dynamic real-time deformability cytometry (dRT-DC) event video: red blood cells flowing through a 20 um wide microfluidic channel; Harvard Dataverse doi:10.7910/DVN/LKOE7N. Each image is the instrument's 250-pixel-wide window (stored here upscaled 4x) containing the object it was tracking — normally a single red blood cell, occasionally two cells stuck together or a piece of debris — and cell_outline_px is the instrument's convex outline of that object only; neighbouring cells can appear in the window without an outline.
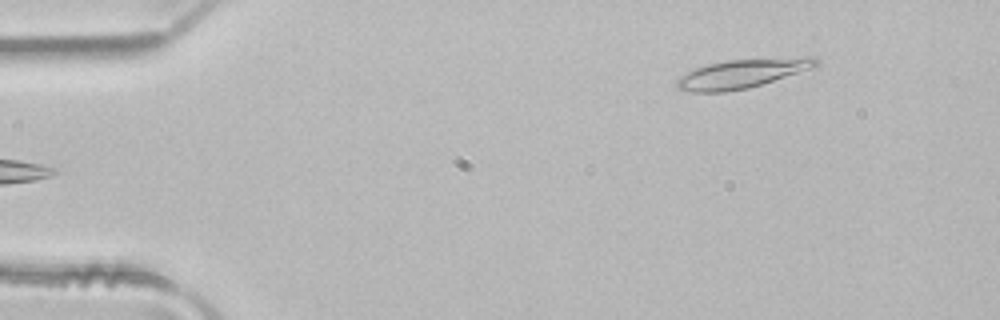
{"species": "common noctule bat (a hibernating species)", "species_latin": "Nyctalus noctula", "temperature_condition": "room temperature", "stored_images_in_passage": 4, "camera_frame_rate_fps": 3000, "um_per_image_px": 0.085, "animal": {"sex": "male", "body_mass_g": 21.5, "forearm_length_mm": 52.0}, "frame": {"image": 1, "passage_image": 4, "time_ms": 1.0, "image_size_px": [1000, 320], "cell_outline_px": [[820, 64], [816, 68], [748, 88], [724, 92], [692, 92], [676, 88], [676, 80], [680, 76], [696, 68], [708, 64], [728, 60], [808, 56], [816, 56], [820, 60]], "centroid_in_image_um": [63.18, 6.24], "position_along_channel_um": 21.8, "area_um2": 23.81}}